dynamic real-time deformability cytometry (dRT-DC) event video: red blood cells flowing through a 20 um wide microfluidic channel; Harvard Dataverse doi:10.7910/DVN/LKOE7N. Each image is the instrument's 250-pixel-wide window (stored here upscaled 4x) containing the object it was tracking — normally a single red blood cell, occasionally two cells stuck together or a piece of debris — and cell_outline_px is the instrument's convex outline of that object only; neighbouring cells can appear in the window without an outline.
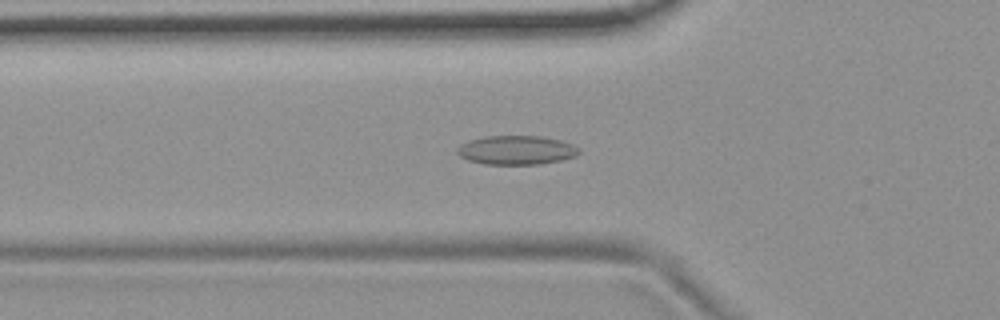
{"species": "common noctule bat (a hibernating species)", "species_latin": "Nyctalus noctula", "temperature_condition": "room temperature", "stored_images_in_passage": 42, "camera_frame_rate_fps": 3000, "um_per_image_px": 0.085, "animal": {"sex": "female", "body_mass_g": 19.9}, "frame": {"image": 1, "passage_image": 6, "time_ms": 1.667, "image_size_px": [1000, 320], "cell_outline_px": [[580, 152], [576, 156], [560, 160], [540, 164], [484, 164], [468, 160], [460, 156], [456, 152], [456, 148], [460, 144], [468, 140], [484, 136], [540, 136], [560, 140], [572, 144], [580, 148]], "centroid_in_image_um": [43.87, 12.75], "position_along_channel_um": 81.9, "area_um2": 20.69}}
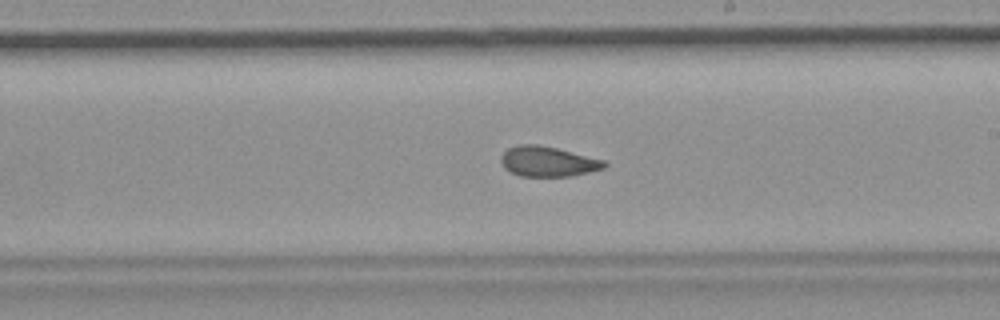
{"frame": {"image": 2, "passage_image": 19, "time_ms": 6.0, "image_size_px": [1000, 320], "cell_outline_px": [[608, 164], [604, 168], [572, 176], [520, 176], [504, 168], [500, 160], [500, 156], [508, 148], [520, 144], [536, 144], [556, 148], [604, 160]], "centroid_in_image_um": [46.55, 13.73], "position_along_channel_um": 242.4, "area_um2": 18.03}}
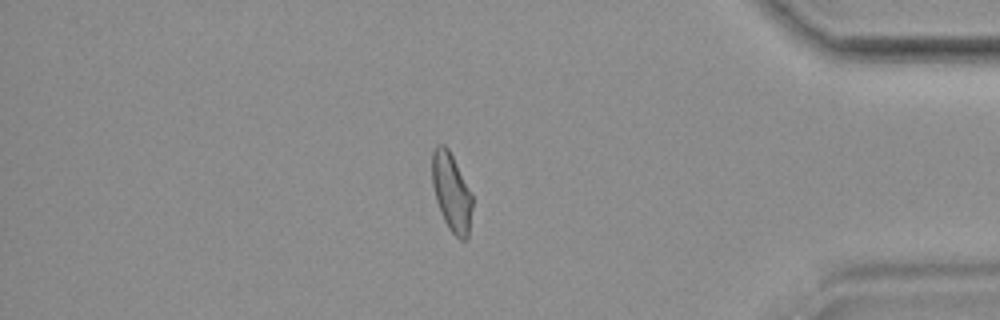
{"frame": {"image": 3, "passage_image": 34, "time_ms": 11.0, "image_size_px": [1000, 320], "cell_outline_px": [[472, 208], [468, 236], [464, 240], [460, 240], [448, 228], [440, 212], [436, 200], [432, 184], [432, 152], [436, 144], [444, 144], [448, 148], [472, 192]], "centroid_in_image_um": [38.37, 16.32], "position_along_channel_um": 396.8, "area_um2": 18.44}, "authors_computed_cell_mechanics": {"area_um2": 18.5827, "velocity_mm_per_s": 3.7033, "shape_relaxation_time_tau1_ms": null, "shape_relaxation_time_tau2_ms": 2.3354, "deformation_change_tau1": null, "deformation_change_tau2": 0.0794}}